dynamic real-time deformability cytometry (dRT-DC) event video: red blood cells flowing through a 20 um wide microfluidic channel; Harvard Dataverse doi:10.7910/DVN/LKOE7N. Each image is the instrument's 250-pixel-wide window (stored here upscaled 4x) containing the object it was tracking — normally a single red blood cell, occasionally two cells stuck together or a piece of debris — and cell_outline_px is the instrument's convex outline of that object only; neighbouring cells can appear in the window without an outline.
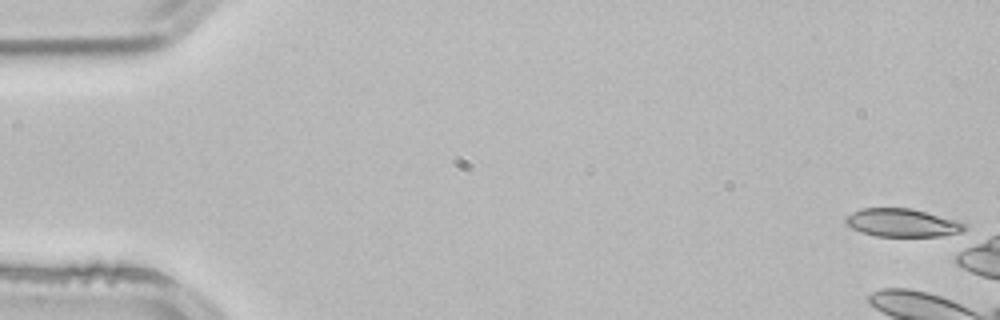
{"species": "common noctule bat (a hibernating species)", "species_latin": "Nyctalus noctula", "temperature_condition": "room temperature", "stored_images_in_passage": 4, "camera_frame_rate_fps": 3000, "um_per_image_px": 0.085, "animal": {"sex": "male", "body_mass_g": 21.5, "forearm_length_mm": 52.0}, "frame": {"image": 1, "passage_image": 1, "time_ms": 0.0, "image_size_px": [1000, 320], "cell_outline_px": [[968, 228], [960, 236], [876, 236], [860, 232], [852, 228], [844, 220], [844, 216], [860, 208], [912, 208], [968, 224]], "centroid_in_image_um": [76.75, 18.95], "position_along_channel_um": 8.2, "area_um2": 19.88}}